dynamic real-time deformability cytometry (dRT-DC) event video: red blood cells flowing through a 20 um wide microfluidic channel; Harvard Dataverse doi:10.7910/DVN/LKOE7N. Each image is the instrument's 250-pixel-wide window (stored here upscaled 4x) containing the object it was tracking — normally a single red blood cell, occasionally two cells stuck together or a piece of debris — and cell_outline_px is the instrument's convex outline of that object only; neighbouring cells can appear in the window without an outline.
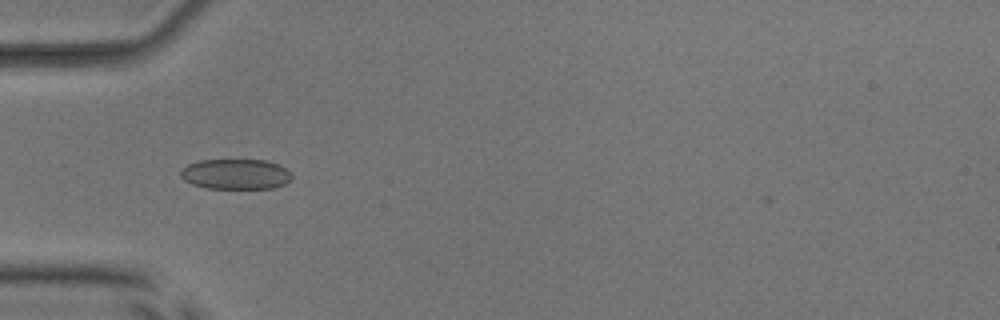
{"species": "common noctule bat (a hibernating species)", "species_latin": "Nyctalus noctula", "temperature_condition": "room temperature", "stored_images_in_passage": 38, "camera_frame_rate_fps": 3000, "um_per_image_px": 0.085, "animal": {"sex": "male", "body_mass_g": 17.9, "forearm_length_mm": 54.2}, "frame": {"image": 1, "passage_image": 2, "time_ms": 0.333, "image_size_px": [1000, 320], "cell_outline_px": [[292, 180], [284, 184], [272, 188], [208, 188], [192, 184], [184, 180], [180, 176], [180, 168], [188, 164], [200, 160], [264, 160], [280, 164], [292, 172]], "centroid_in_image_um": [20.05, 14.79], "position_along_channel_um": 65.0, "area_um2": 19.83}}
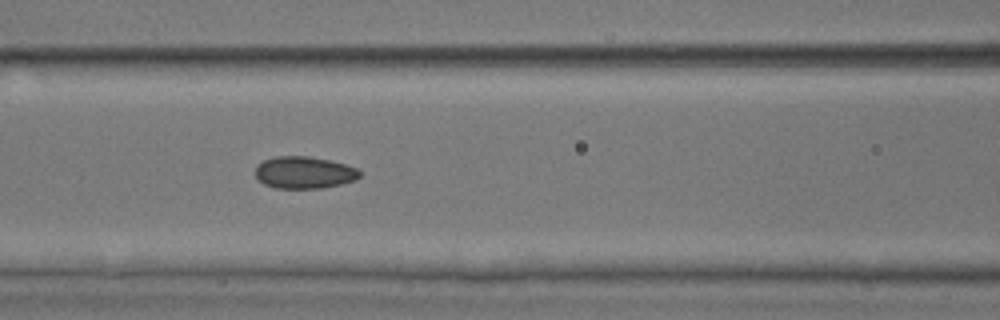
{"frame": {"image": 2, "passage_image": 8, "time_ms": 2.333, "image_size_px": [1000, 320], "cell_outline_px": [[360, 176], [356, 180], [324, 188], [276, 188], [264, 184], [256, 176], [256, 164], [264, 160], [276, 156], [308, 156], [328, 160], [344, 164], [356, 168], [360, 172]], "centroid_in_image_um": [25.84, 14.66], "position_along_channel_um": 140.8, "area_um2": 19.42}}
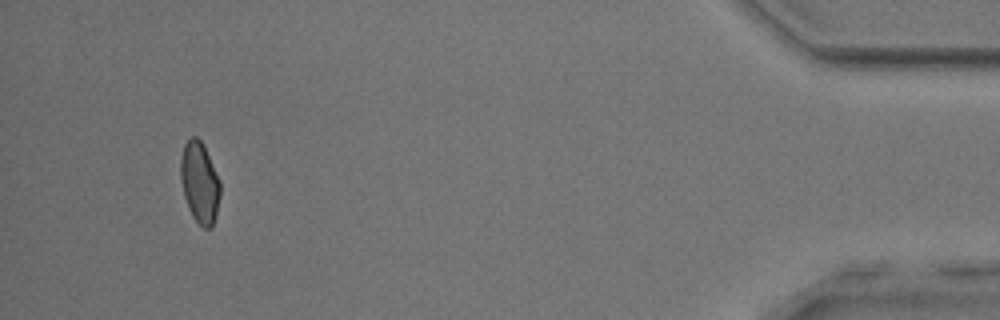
{"frame": {"image": 3, "passage_image": 35, "time_ms": 11.333, "image_size_px": [1000, 320], "cell_outline_px": [[220, 196], [212, 228], [204, 228], [192, 216], [188, 208], [184, 196], [180, 176], [180, 156], [184, 144], [192, 136], [196, 136], [204, 144], [220, 180]], "centroid_in_image_um": [16.96, 15.48], "position_along_channel_um": 418.2, "area_um2": 18.84}, "authors_computed_cell_mechanics": {"area_um2": 18.9873, "velocity_mm_per_s": 3.8677, "shape_relaxation_time_tau1_ms": null, "shape_relaxation_time_tau2_ms": 1.4537, "deformation_change_tau1": null, "deformation_change_tau2": 0.0648}}